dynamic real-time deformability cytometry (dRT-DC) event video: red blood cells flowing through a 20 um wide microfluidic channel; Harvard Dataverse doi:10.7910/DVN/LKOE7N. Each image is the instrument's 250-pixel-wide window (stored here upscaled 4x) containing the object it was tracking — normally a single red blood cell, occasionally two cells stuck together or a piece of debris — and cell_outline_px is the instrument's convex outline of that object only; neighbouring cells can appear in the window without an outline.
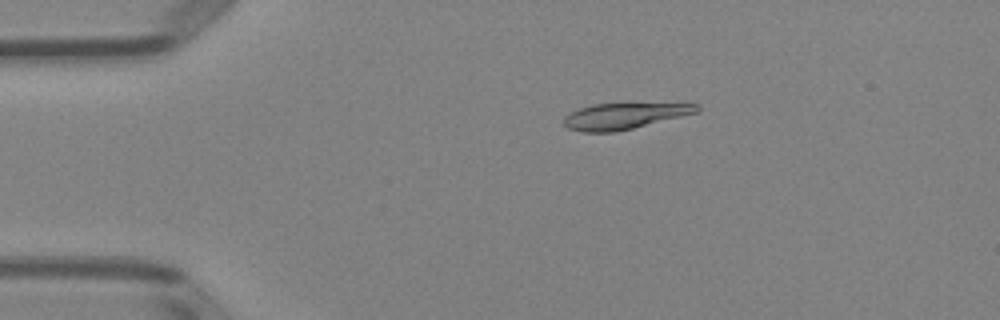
{"species": "Egyptian fruit bat (a non-hibernating species)", "species_latin": "Rousettus aegyptiacus", "temperature_condition": "room temperature", "stored_images_in_passage": 2, "camera_frame_rate_fps": 3000, "um_per_image_px": 0.085, "animal": {"sex": "female"}, "frame": {"image": 1, "passage_image": 2, "time_ms": 1.333, "image_size_px": [1000, 320], "cell_outline_px": [[700, 108], [696, 112], [632, 128], [612, 132], [580, 132], [568, 128], [564, 124], [564, 116], [580, 108], [592, 104], [628, 100], [700, 104]], "centroid_in_image_um": [53.09, 9.78], "position_along_channel_um": 31.9, "area_um2": 21.15}}